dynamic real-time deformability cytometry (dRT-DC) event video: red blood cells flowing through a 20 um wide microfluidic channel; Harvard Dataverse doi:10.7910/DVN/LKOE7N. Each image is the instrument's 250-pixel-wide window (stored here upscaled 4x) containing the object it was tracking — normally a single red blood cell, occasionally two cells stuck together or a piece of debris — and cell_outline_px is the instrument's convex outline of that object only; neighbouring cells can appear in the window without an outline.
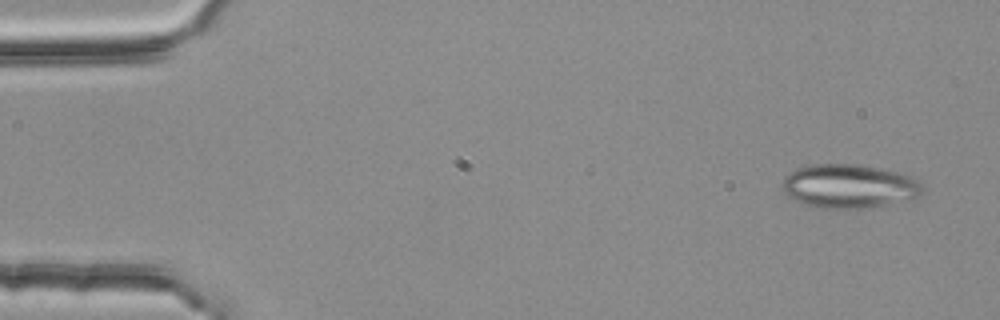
{"species": "common noctule bat (a hibernating species)", "species_latin": "Nyctalus noctula", "temperature_condition": "room temperature", "stored_images_in_passage": 4, "camera_frame_rate_fps": 3000, "um_per_image_px": 0.085, "animal": {"sex": "female", "body_mass_g": 25.1}, "frame": {"image": 1, "passage_image": 1, "time_ms": 0.0, "image_size_px": [1000, 320], "cell_outline_px": [[924, 192], [920, 196], [912, 200], [860, 208], [824, 208], [804, 204], [788, 196], [780, 188], [784, 176], [796, 168], [812, 164], [856, 164], [884, 168], [912, 176], [924, 188]], "centroid_in_image_um": [72.18, 15.81], "position_along_channel_um": 12.8, "area_um2": 36.13}}